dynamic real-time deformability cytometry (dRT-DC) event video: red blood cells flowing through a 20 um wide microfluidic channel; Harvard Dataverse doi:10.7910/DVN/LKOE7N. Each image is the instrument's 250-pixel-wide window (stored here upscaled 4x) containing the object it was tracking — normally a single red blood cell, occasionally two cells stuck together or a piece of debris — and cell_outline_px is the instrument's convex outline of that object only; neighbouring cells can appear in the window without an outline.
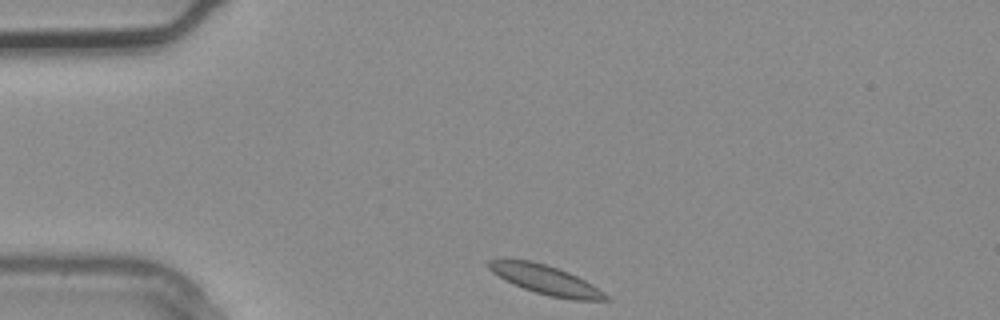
{"species": "common noctule bat (a hibernating species)", "species_latin": "Nyctalus noctula", "temperature_condition": "warm", "stored_images_in_passage": 2, "camera_frame_rate_fps": 3000, "um_per_image_px": 0.085, "animal": {"sex": "male", "body_mass_g": 20.4}, "frame": {"image": 1, "passage_image": 2, "time_ms": 0.333, "image_size_px": [1000, 320], "cell_outline_px": [[612, 300], [572, 300], [548, 296], [524, 288], [504, 280], [492, 272], [488, 268], [488, 260], [532, 260], [568, 272], [592, 284], [604, 292]], "centroid_in_image_um": [46.41, 23.8], "position_along_channel_um": 38.6, "area_um2": 19.65}}